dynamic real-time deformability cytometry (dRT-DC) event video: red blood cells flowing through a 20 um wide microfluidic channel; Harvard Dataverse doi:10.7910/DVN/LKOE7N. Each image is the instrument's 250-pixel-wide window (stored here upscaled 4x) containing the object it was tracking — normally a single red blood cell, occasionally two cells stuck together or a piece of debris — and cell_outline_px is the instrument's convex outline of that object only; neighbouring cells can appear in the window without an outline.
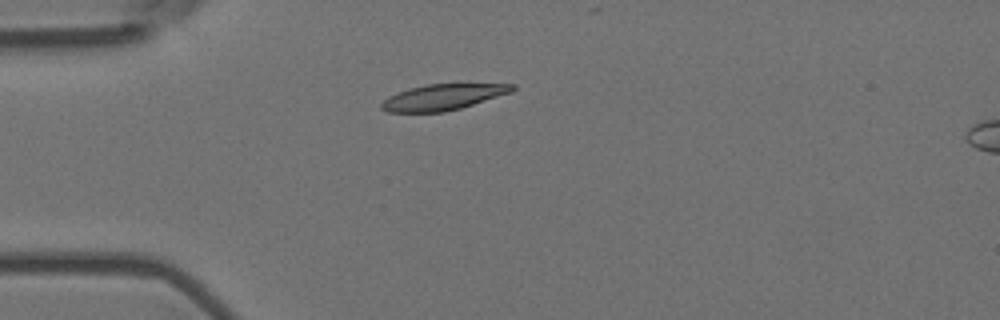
{"species": "Egyptian fruit bat (a non-hibernating species)", "species_latin": "Rousettus aegyptiacus", "temperature_condition": "room temperature", "stored_images_in_passage": 4, "camera_frame_rate_fps": 3000, "um_per_image_px": 0.085, "animal": {"sex": "female"}, "frame": {"image": 1, "passage_image": 4, "time_ms": 1.0, "image_size_px": [1000, 320], "cell_outline_px": [[516, 88], [512, 92], [460, 108], [444, 112], [388, 112], [380, 108], [380, 104], [388, 96], [408, 88], [428, 84], [516, 84]], "centroid_in_image_um": [37.63, 8.25], "position_along_channel_um": 47.4, "area_um2": 19.65}}